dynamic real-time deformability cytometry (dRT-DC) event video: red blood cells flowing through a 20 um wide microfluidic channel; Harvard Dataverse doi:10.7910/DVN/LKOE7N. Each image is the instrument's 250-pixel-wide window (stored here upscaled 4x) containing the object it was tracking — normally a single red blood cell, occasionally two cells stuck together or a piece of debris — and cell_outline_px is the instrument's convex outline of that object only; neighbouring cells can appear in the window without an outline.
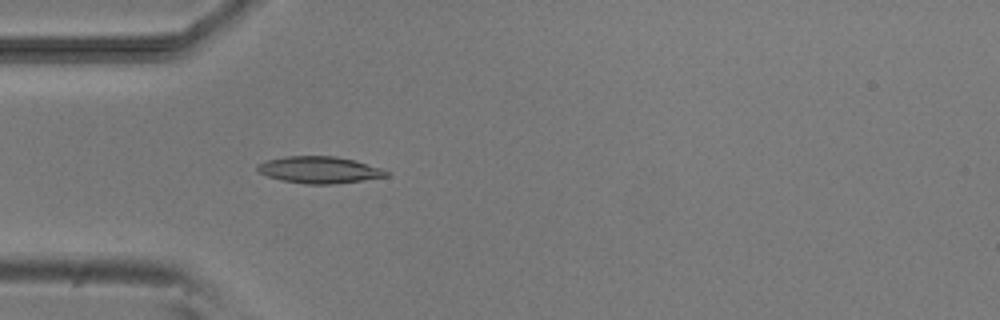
{"species": "common noctule bat (a hibernating species)", "species_latin": "Nyctalus noctula", "temperature_condition": "room temperature", "stored_images_in_passage": 5, "camera_frame_rate_fps": 3000, "um_per_image_px": 0.085, "animal": {"sex": "male", "body_mass_g": 20.5, "forearm_length_mm": 52.5}, "frame": {"image": 1, "passage_image": 5, "time_ms": 4.333, "image_size_px": [1000, 320], "cell_outline_px": [[388, 176], [332, 184], [308, 184], [280, 180], [268, 176], [260, 172], [256, 168], [256, 164], [268, 160], [284, 156], [336, 156], [356, 160], [380, 168], [388, 172]], "centroid_in_image_um": [27.11, 14.43], "position_along_channel_um": 57.9, "area_um2": 19.94}}